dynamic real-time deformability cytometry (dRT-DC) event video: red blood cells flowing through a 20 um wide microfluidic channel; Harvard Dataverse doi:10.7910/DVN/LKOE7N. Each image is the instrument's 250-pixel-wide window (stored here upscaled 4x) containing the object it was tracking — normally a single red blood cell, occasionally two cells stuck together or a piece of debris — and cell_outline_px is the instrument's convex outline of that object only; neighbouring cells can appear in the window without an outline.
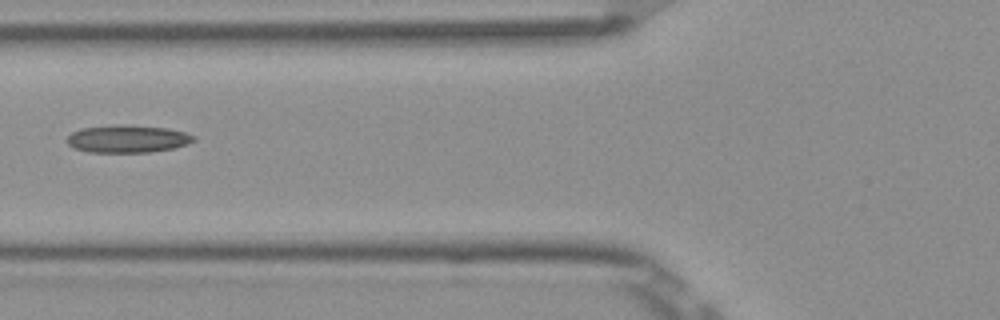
{"species": "Egyptian fruit bat (a non-hibernating species)", "species_latin": "Rousettus aegyptiacus", "temperature_condition": "room temperature", "stored_images_in_passage": 7, "camera_frame_rate_fps": 3000, "um_per_image_px": 0.085, "frame": {"image": 1, "passage_image": 6, "time_ms": 1.667, "image_size_px": [1000, 320], "cell_outline_px": [[196, 140], [188, 144], [172, 148], [148, 152], [88, 152], [76, 148], [68, 144], [68, 136], [72, 132], [80, 128], [116, 124], [124, 124], [168, 128], [184, 132], [196, 136]], "centroid_in_image_um": [10.86, 11.79], "position_along_channel_um": 114.9, "area_um2": 20.4}}
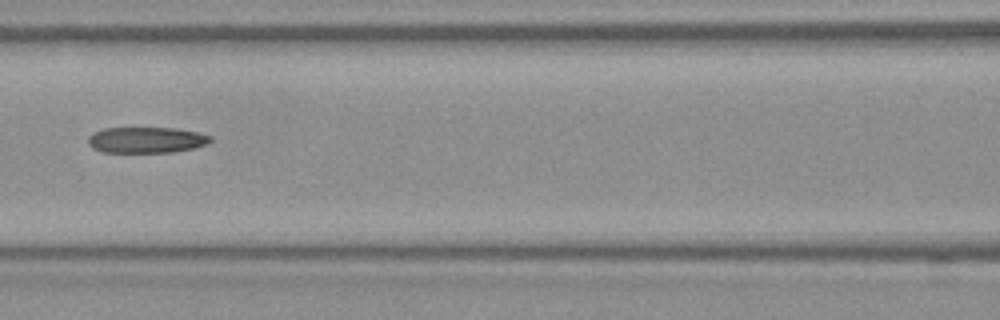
{"frame": {"image": 2, "passage_image": 7, "time_ms": 2.0, "image_size_px": [1000, 320], "cell_outline_px": [[212, 140], [208, 144], [192, 148], [172, 152], [104, 152], [92, 148], [88, 144], [88, 136], [92, 132], [104, 128], [176, 128], [200, 132], [212, 136]], "centroid_in_image_um": [12.44, 11.89], "position_along_channel_um": 154.2, "area_um2": 18.67}}